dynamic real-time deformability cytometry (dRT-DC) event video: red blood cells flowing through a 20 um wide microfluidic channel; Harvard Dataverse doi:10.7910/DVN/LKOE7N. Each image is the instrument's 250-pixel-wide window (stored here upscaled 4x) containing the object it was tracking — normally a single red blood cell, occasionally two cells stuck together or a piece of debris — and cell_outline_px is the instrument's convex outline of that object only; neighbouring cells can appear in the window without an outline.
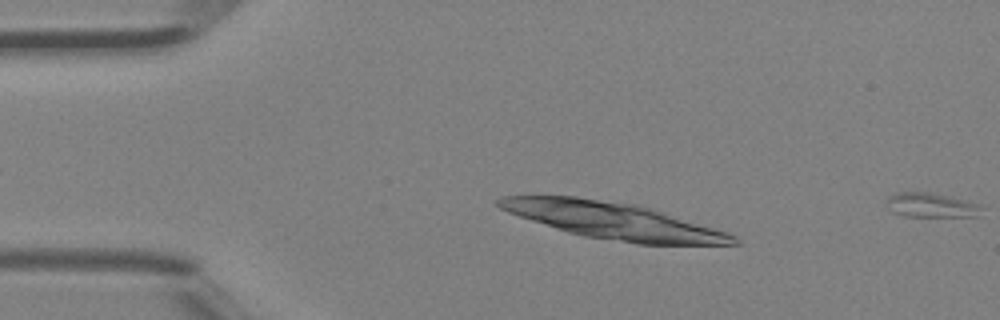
{"species": "Egyptian fruit bat (a non-hibernating species)", "species_latin": "Rousettus aegyptiacus", "temperature_condition": "room temperature", "stored_images_in_passage": 7, "camera_frame_rate_fps": 3000, "um_per_image_px": 0.085, "animal": {"sex": "female"}, "frame": {"image": 1, "passage_image": 7, "time_ms": 2.0, "image_size_px": [1000, 320], "cell_outline_px": [[980, 208], [976, 216], [904, 216], [892, 212], [888, 200], [888, 196], [896, 192], [928, 192], [952, 196], [968, 200], [976, 204]], "centroid_in_image_um": [79.12, 17.42], "position_along_channel_um": 5.9, "area_um2": 13.24}}